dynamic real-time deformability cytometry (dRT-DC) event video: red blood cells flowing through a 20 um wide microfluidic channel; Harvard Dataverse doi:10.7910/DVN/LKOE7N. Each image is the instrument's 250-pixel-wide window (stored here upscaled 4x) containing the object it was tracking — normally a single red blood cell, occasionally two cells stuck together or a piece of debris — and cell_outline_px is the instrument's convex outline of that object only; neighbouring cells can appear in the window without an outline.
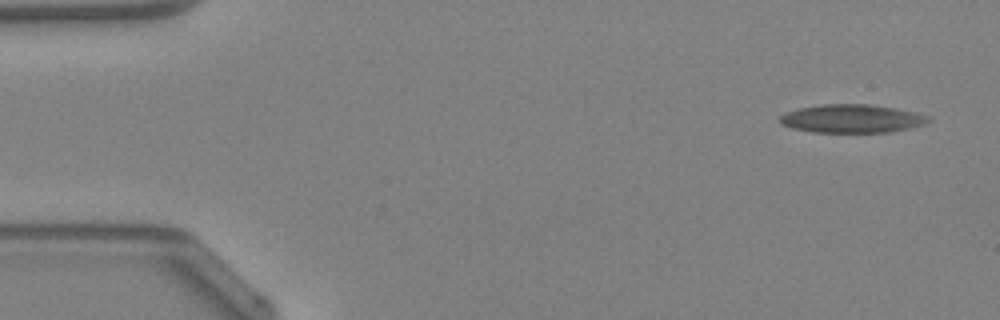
{"species": "Egyptian fruit bat (a non-hibernating species)", "species_latin": "Rousettus aegyptiacus", "temperature_condition": "warm", "stored_images_in_passage": 46, "camera_frame_rate_fps": 3000, "um_per_image_px": 0.085, "animal": {"sex": "female"}, "frame": {"image": 1, "passage_image": 1, "time_ms": 0.0, "image_size_px": [1000, 320], "cell_outline_px": [[932, 120], [924, 124], [912, 128], [892, 132], [812, 132], [792, 128], [780, 124], [776, 120], [784, 112], [800, 108], [820, 104], [872, 104], [912, 112], [928, 116]], "centroid_in_image_um": [72.36, 10.09], "position_along_channel_um": 12.6, "area_um2": 24.68}}
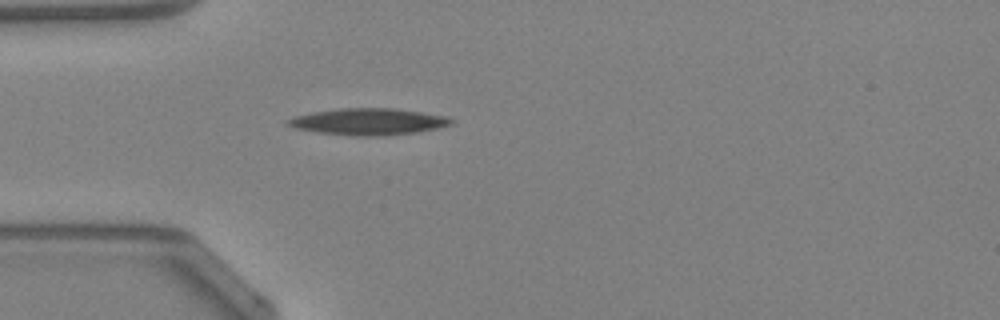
{"frame": {"image": 2, "passage_image": 12, "time_ms": 3.667, "image_size_px": [1000, 320], "cell_outline_px": [[456, 120], [452, 124], [436, 128], [416, 132], [380, 136], [356, 136], [316, 132], [296, 128], [288, 124], [284, 120], [296, 116], [312, 112], [340, 108], [392, 108], [420, 112], [444, 116]], "centroid_in_image_um": [31.3, 10.34], "position_along_channel_um": 53.7, "area_um2": 25.14}}
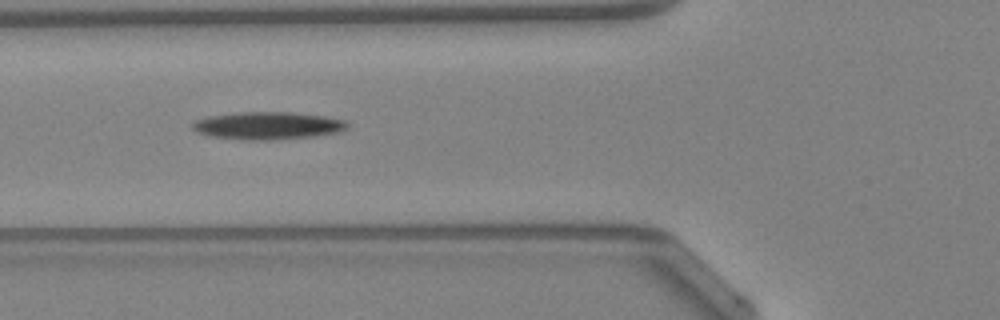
{"frame": {"image": 3, "passage_image": 16, "time_ms": 5.0, "image_size_px": [1000, 320], "cell_outline_px": [[348, 128], [340, 132], [316, 136], [268, 140], [248, 140], [208, 136], [196, 132], [192, 128], [192, 124], [196, 120], [208, 116], [240, 112], [288, 112], [324, 116], [344, 120], [348, 124]], "centroid_in_image_um": [22.75, 10.68], "position_along_channel_um": 103.0, "area_um2": 24.91}, "authors_computed_cell_mechanics": {"area_um2": 23.698, "velocity_mm_per_s": 4.2512, "shape_relaxation_time_tau1_ms": 8.404, "shape_relaxation_time_tau2_ms": null, "deformation_change_tau1": 0.1918, "deformation_change_tau2": null}}